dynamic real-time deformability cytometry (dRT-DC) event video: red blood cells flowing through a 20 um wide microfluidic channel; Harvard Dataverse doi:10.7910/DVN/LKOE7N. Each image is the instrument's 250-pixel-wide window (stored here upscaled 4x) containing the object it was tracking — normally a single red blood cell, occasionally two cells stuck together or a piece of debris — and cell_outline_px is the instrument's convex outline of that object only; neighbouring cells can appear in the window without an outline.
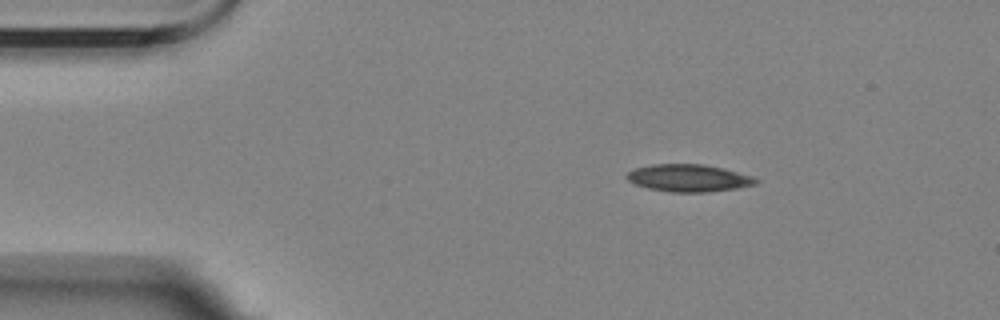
{"species": "Egyptian fruit bat (a non-hibernating species)", "species_latin": "Rousettus aegyptiacus", "temperature_condition": "room temperature", "stored_images_in_passage": 3, "camera_frame_rate_fps": 3000, "um_per_image_px": 0.085, "animal": {"sex": "female"}, "frame": {"image": 1, "passage_image": 1, "time_ms": 0.0, "image_size_px": [1000, 320], "cell_outline_px": [[760, 180], [756, 184], [736, 188], [704, 192], [672, 192], [648, 188], [636, 184], [628, 180], [628, 172], [636, 168], [652, 164], [704, 164], [752, 176]], "centroid_in_image_um": [58.54, 15.13], "position_along_channel_um": 26.5, "area_um2": 20.17}}